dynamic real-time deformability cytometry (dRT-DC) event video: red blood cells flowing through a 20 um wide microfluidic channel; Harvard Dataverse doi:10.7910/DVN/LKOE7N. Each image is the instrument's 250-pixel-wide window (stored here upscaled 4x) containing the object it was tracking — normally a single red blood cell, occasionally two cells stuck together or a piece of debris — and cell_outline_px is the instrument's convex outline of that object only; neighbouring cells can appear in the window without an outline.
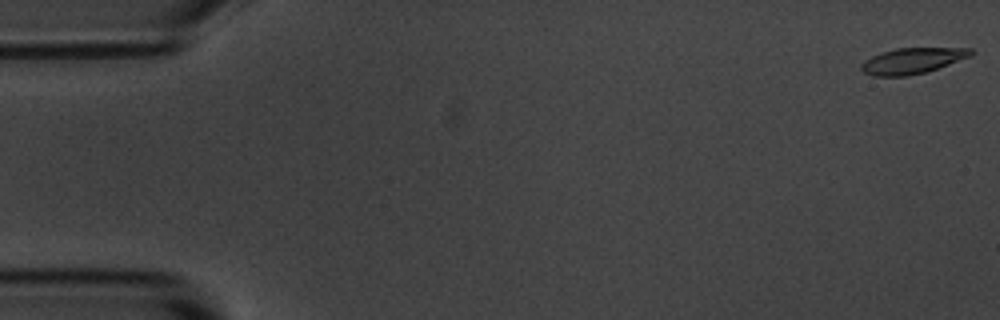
{"species": "common noctule bat (a hibernating species)", "species_latin": "Nyctalus noctula", "temperature_condition": "room temperature", "stored_images_in_passage": 6, "segment_of_instrument_passage": [2, 2], "camera_frame_rate_fps": 3000, "um_per_image_px": 0.085, "animal": {"sex": "male", "body_mass_g": 20.1, "forearm_length_mm": 53.5}, "frame": {"image": 1, "passage_image": 6, "time_ms": 6.667, "image_size_px": [1000, 320], "cell_outline_px": [[976, 52], [972, 56], [924, 72], [908, 76], [872, 76], [864, 72], [860, 68], [860, 64], [864, 60], [880, 52], [896, 48], [972, 48]], "centroid_in_image_um": [77.53, 5.16], "position_along_channel_um": 7.5, "area_um2": 16.53}}